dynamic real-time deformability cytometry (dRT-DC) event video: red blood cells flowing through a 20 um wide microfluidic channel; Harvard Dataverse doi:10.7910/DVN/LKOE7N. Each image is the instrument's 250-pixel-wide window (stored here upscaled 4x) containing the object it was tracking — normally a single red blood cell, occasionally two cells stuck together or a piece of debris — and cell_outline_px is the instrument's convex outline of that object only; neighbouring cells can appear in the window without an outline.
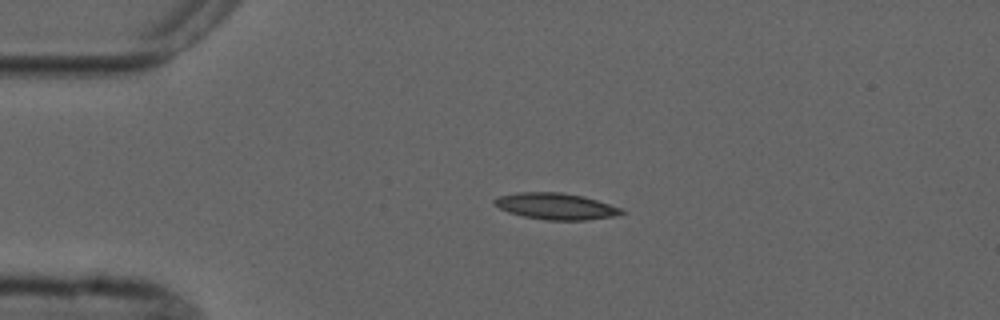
{"species": "common noctule bat (a hibernating species)", "species_latin": "Nyctalus noctula", "temperature_condition": "cold", "stored_images_in_passage": 3, "camera_frame_rate_fps": 3000, "um_per_image_px": 0.085, "animal": {"sex": "male", "forearm_length_mm": 52.5}, "frame": {"image": 1, "passage_image": 3, "time_ms": 2.333, "image_size_px": [1000, 320], "cell_outline_px": [[628, 212], [616, 216], [584, 220], [544, 220], [524, 216], [508, 212], [500, 208], [492, 200], [500, 196], [520, 192], [560, 192], [584, 196], [620, 208]], "centroid_in_image_um": [47.27, 17.53], "position_along_channel_um": 37.7, "area_um2": 19.42}}